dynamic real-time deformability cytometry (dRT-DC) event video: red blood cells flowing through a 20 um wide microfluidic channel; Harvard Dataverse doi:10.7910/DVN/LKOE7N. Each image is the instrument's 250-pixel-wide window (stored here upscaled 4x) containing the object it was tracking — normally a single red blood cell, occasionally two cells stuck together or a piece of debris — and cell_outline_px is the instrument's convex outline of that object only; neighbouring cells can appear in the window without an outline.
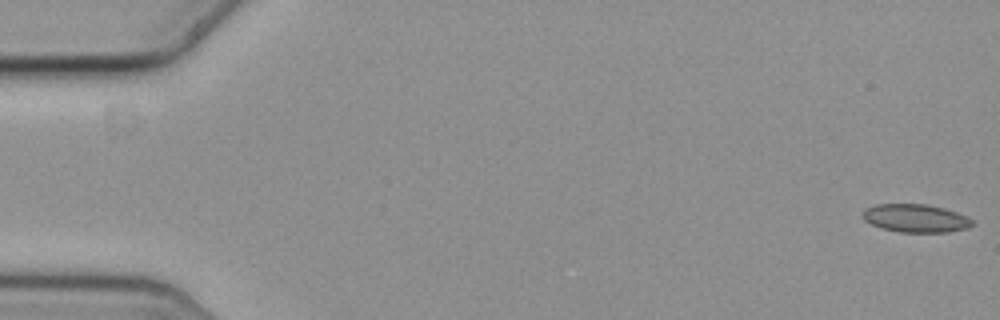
{"species": "common noctule bat (a hibernating species)", "species_latin": "Nyctalus noctula", "temperature_condition": "cold", "stored_images_in_passage": 6, "camera_frame_rate_fps": 3000, "um_per_image_px": 0.085, "animal": {"sex": "female", "body_mass_g": 19.3, "forearm_length_mm": 54.1}, "frame": {"image": 1, "passage_image": 1, "time_ms": 0.0, "image_size_px": [1000, 320], "cell_outline_px": [[976, 224], [968, 228], [948, 232], [900, 232], [884, 228], [872, 224], [864, 220], [860, 212], [864, 208], [876, 204], [928, 204], [944, 208], [968, 216]], "centroid_in_image_um": [77.84, 18.54], "position_along_channel_um": 7.2, "area_um2": 18.15}}